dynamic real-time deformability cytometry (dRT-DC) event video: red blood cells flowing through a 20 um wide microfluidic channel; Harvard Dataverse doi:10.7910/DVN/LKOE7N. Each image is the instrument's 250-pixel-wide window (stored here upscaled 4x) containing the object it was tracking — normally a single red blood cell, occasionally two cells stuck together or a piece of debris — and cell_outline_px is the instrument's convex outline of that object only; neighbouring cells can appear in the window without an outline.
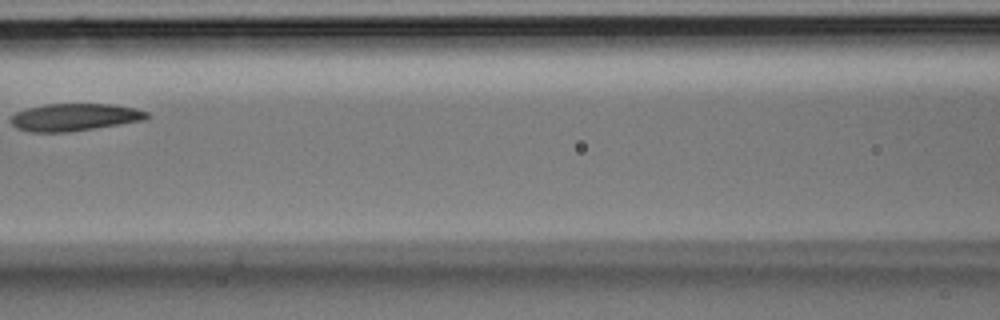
{"species": "Egyptian fruit bat (a non-hibernating species)", "species_latin": "Rousettus aegyptiacus", "temperature_condition": "room temperature", "stored_images_in_passage": 4, "camera_frame_rate_fps": 3000, "um_per_image_px": 0.085, "animal": {"sex": "male"}, "frame": {"image": 1, "passage_image": 4, "time_ms": 1.0, "image_size_px": [1000, 320], "cell_outline_px": [[152, 116], [144, 120], [68, 132], [32, 132], [16, 128], [12, 124], [12, 116], [16, 112], [28, 108], [44, 104], [116, 104], [136, 108], [148, 112]], "centroid_in_image_um": [6.38, 9.95], "position_along_channel_um": 160.2, "area_um2": 21.68}}